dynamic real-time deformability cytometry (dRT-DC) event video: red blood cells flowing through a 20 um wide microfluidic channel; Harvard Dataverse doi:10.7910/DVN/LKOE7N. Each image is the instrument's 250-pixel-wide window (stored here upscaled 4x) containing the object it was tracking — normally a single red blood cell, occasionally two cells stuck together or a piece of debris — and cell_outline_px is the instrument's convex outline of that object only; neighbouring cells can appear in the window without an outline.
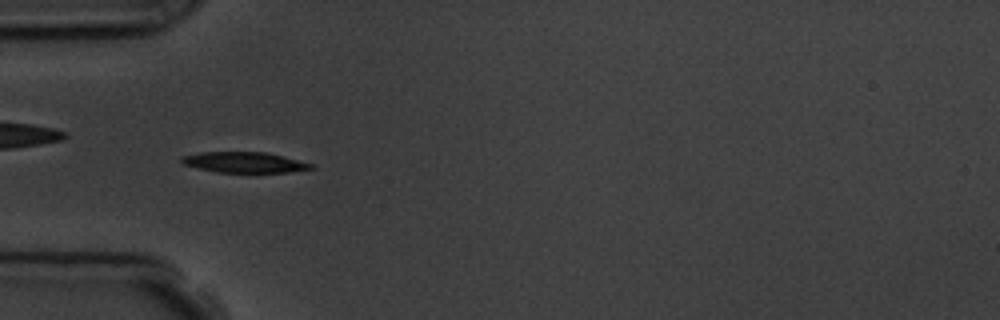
{"species": "common noctule bat (a hibernating species)", "species_latin": "Nyctalus noctula", "temperature_condition": "room temperature", "stored_images_in_passage": 7, "camera_frame_rate_fps": 3000, "um_per_image_px": 0.085, "animal": {"sex": "male", "body_mass_g": 19.5, "forearm_length_mm": 54.6}, "frame": {"image": 1, "passage_image": 6, "time_ms": 5.667, "image_size_px": [1000, 320], "cell_outline_px": [[316, 168], [288, 172], [216, 172], [184, 164], [180, 160], [180, 156], [200, 152], [264, 152], [284, 156], [312, 164]], "centroid_in_image_um": [20.76, 13.79], "position_along_channel_um": 64.2, "area_um2": 15.43}}